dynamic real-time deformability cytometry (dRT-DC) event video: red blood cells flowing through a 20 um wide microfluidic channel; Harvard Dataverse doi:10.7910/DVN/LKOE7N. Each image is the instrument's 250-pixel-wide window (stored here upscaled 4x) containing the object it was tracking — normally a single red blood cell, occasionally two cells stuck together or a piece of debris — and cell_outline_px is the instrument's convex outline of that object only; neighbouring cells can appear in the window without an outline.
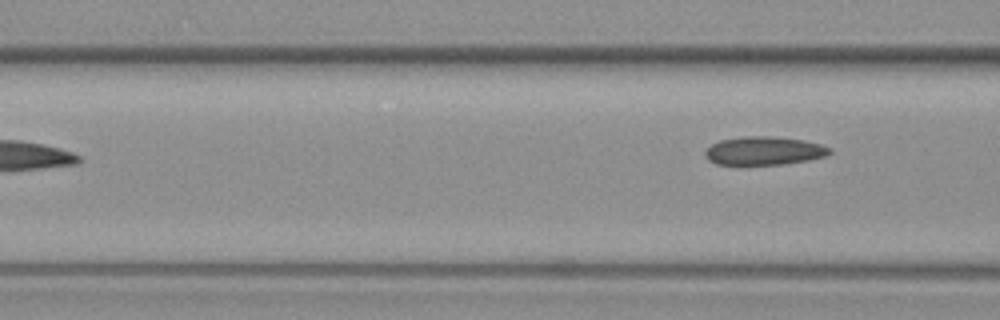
{"species": "common noctule bat (a hibernating species)", "species_latin": "Nyctalus noctula", "temperature_condition": "warm", "stored_images_in_passage": 3, "camera_frame_rate_fps": 3000, "um_per_image_px": 0.085, "animal": {"sex": "female", "body_mass_g": 19.3, "forearm_length_mm": 54.1}, "frame": {"image": 1, "passage_image": 3, "time_ms": 3.0, "image_size_px": [1000, 320], "cell_outline_px": [[832, 152], [824, 156], [808, 160], [784, 164], [716, 164], [708, 160], [704, 156], [704, 152], [712, 144], [720, 140], [744, 136], [772, 136], [804, 140], [820, 144], [832, 148]], "centroid_in_image_um": [64.94, 12.81], "position_along_channel_um": 101.7, "area_um2": 20.58}}